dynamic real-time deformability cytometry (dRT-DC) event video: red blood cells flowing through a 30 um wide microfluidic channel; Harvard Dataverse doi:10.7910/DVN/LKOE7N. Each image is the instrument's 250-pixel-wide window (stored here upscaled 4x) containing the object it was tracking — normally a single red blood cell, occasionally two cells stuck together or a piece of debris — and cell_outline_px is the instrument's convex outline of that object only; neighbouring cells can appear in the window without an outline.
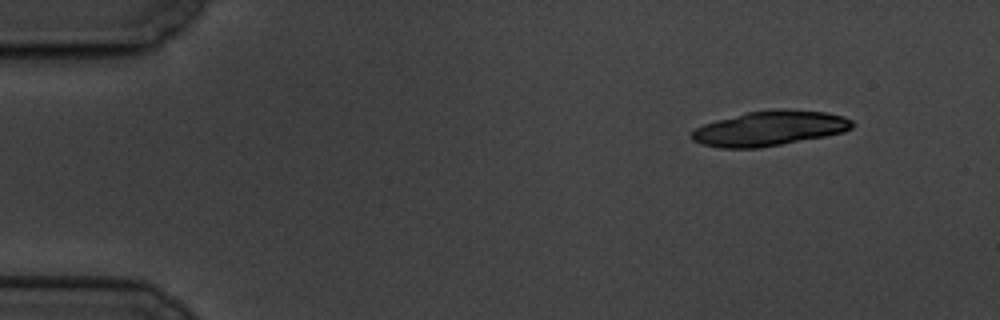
{"species": "common noctule bat (a hibernating species)", "species_latin": "Nyctalus noctula", "temperature_condition": "cold", "stored_images_in_passage": 9, "camera_frame_rate_fps": 3000, "um_per_image_px": 0.085, "animal": {"sex": "male", "body_mass_g": 19.5, "forearm_length_mm": 54.6}, "frame": {"image": 1, "passage_image": 1, "time_ms": 0.0, "image_size_px": [1000, 320], "cell_outline_px": [[856, 124], [852, 128], [844, 132], [824, 136], [760, 148], [720, 148], [704, 144], [692, 140], [688, 136], [696, 128], [704, 124], [716, 120], [748, 112], [784, 108], [824, 112], [844, 116], [852, 120]], "centroid_in_image_um": [65.43, 10.91], "position_along_channel_um": 19.6, "area_um2": 32.6}}
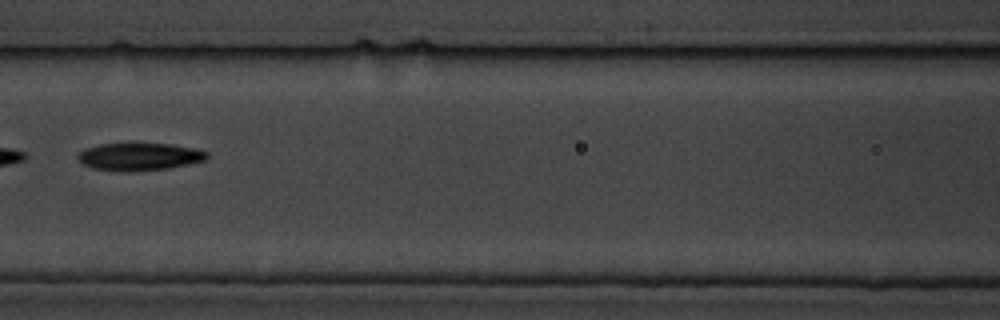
{"frame": {"image": 2, "passage_image": 7, "time_ms": 7.0, "image_size_px": [1000, 320], "cell_outline_px": [[208, 156], [204, 160], [188, 164], [168, 168], [132, 172], [128, 172], [92, 168], [84, 164], [76, 156], [80, 152], [88, 148], [100, 144], [172, 144], [196, 148], [208, 152]], "centroid_in_image_um": [11.88, 13.32], "position_along_channel_um": 154.7, "area_um2": 20.52}}
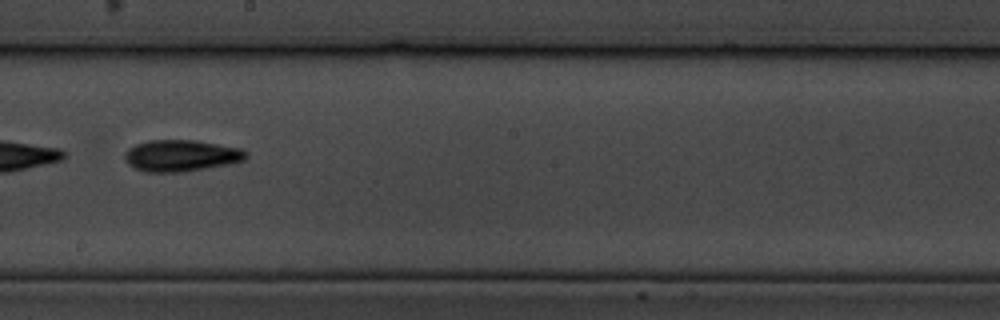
{"frame": {"image": 3, "passage_image": 9, "time_ms": 9.333, "image_size_px": [1000, 320], "cell_outline_px": [[248, 156], [244, 160], [228, 164], [180, 172], [144, 172], [128, 164], [124, 160], [124, 152], [128, 148], [136, 144], [148, 140], [196, 140], [240, 148], [248, 152]], "centroid_in_image_um": [15.37, 13.22], "position_along_channel_um": 232.8, "area_um2": 22.31}}